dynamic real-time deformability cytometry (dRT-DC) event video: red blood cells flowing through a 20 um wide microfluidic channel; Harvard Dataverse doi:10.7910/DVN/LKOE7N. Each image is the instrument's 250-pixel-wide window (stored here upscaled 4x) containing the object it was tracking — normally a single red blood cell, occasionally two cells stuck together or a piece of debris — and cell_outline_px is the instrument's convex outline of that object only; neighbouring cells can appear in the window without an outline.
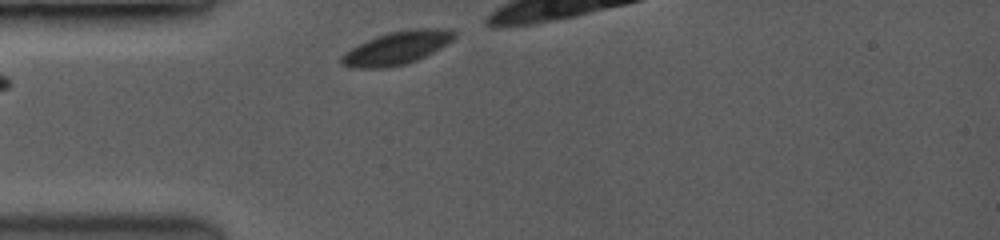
{"species": "common noctule bat (a hibernating species)", "species_latin": "Nyctalus noctula", "temperature_condition": "room temperature", "stored_images_in_passage": 10, "camera_frame_rate_fps": 3500, "um_per_image_px": 0.085, "animal": {"sex": "female", "body_mass_g": 19.0, "forearm_length_mm": 53.3}, "frame": {"image": 1, "passage_image": 1, "time_ms": 0.0, "image_size_px": [1000, 240], "cell_outline_px": [[456, 36], [452, 40], [432, 52], [416, 60], [404, 64], [380, 68], [352, 68], [340, 64], [340, 56], [344, 52], [376, 36], [388, 32], [408, 28], [452, 28], [456, 32]], "centroid_in_image_um": [33.73, 4.05], "position_along_channel_um": 51.3, "area_um2": 21.73}}
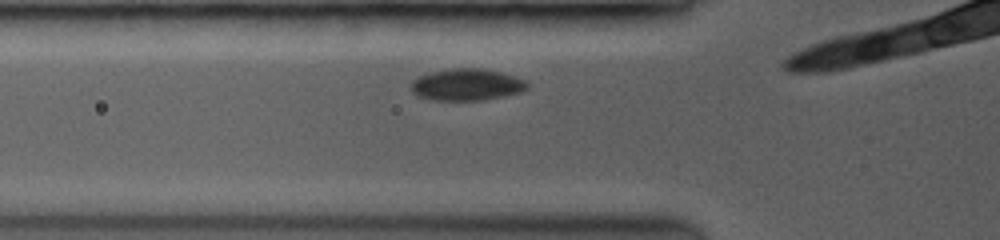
{"frame": {"image": 2, "passage_image": 5, "time_ms": 1.143, "image_size_px": [1000, 240], "cell_outline_px": [[528, 88], [520, 92], [480, 100], [436, 100], [420, 96], [412, 88], [412, 80], [428, 72], [452, 68], [484, 68], [500, 72], [524, 80], [528, 84]], "centroid_in_image_um": [39.67, 7.17], "position_along_channel_um": 86.1, "area_um2": 21.1}}